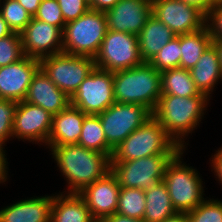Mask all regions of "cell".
<instances>
[{
  "mask_svg": "<svg viewBox=\"0 0 222 222\" xmlns=\"http://www.w3.org/2000/svg\"><path fill=\"white\" fill-rule=\"evenodd\" d=\"M181 59L180 35L170 40L149 62L159 72L179 68Z\"/></svg>",
  "mask_w": 222,
  "mask_h": 222,
  "instance_id": "30",
  "label": "cell"
},
{
  "mask_svg": "<svg viewBox=\"0 0 222 222\" xmlns=\"http://www.w3.org/2000/svg\"><path fill=\"white\" fill-rule=\"evenodd\" d=\"M186 214L189 222H222V201L205 199Z\"/></svg>",
  "mask_w": 222,
  "mask_h": 222,
  "instance_id": "31",
  "label": "cell"
},
{
  "mask_svg": "<svg viewBox=\"0 0 222 222\" xmlns=\"http://www.w3.org/2000/svg\"><path fill=\"white\" fill-rule=\"evenodd\" d=\"M0 4H2L0 5V12L9 29L14 33L20 34L32 17L17 0H3Z\"/></svg>",
  "mask_w": 222,
  "mask_h": 222,
  "instance_id": "29",
  "label": "cell"
},
{
  "mask_svg": "<svg viewBox=\"0 0 222 222\" xmlns=\"http://www.w3.org/2000/svg\"><path fill=\"white\" fill-rule=\"evenodd\" d=\"M40 69V60L24 56L0 67V99L24 101L33 76Z\"/></svg>",
  "mask_w": 222,
  "mask_h": 222,
  "instance_id": "15",
  "label": "cell"
},
{
  "mask_svg": "<svg viewBox=\"0 0 222 222\" xmlns=\"http://www.w3.org/2000/svg\"><path fill=\"white\" fill-rule=\"evenodd\" d=\"M113 103V73L97 67H94L70 98L71 105L91 115L102 113Z\"/></svg>",
  "mask_w": 222,
  "mask_h": 222,
  "instance_id": "11",
  "label": "cell"
},
{
  "mask_svg": "<svg viewBox=\"0 0 222 222\" xmlns=\"http://www.w3.org/2000/svg\"><path fill=\"white\" fill-rule=\"evenodd\" d=\"M17 106L18 102L16 101L0 99V144L2 146H5V142L12 137Z\"/></svg>",
  "mask_w": 222,
  "mask_h": 222,
  "instance_id": "33",
  "label": "cell"
},
{
  "mask_svg": "<svg viewBox=\"0 0 222 222\" xmlns=\"http://www.w3.org/2000/svg\"><path fill=\"white\" fill-rule=\"evenodd\" d=\"M104 13L108 30L138 36L152 15L151 0H120Z\"/></svg>",
  "mask_w": 222,
  "mask_h": 222,
  "instance_id": "17",
  "label": "cell"
},
{
  "mask_svg": "<svg viewBox=\"0 0 222 222\" xmlns=\"http://www.w3.org/2000/svg\"><path fill=\"white\" fill-rule=\"evenodd\" d=\"M200 10L206 17L218 0H180Z\"/></svg>",
  "mask_w": 222,
  "mask_h": 222,
  "instance_id": "37",
  "label": "cell"
},
{
  "mask_svg": "<svg viewBox=\"0 0 222 222\" xmlns=\"http://www.w3.org/2000/svg\"><path fill=\"white\" fill-rule=\"evenodd\" d=\"M120 188L116 176L109 171L78 194L84 199L92 217L96 221H103L116 213Z\"/></svg>",
  "mask_w": 222,
  "mask_h": 222,
  "instance_id": "16",
  "label": "cell"
},
{
  "mask_svg": "<svg viewBox=\"0 0 222 222\" xmlns=\"http://www.w3.org/2000/svg\"><path fill=\"white\" fill-rule=\"evenodd\" d=\"M99 118L108 146L114 150L134 130L152 117V112L143 105L113 103Z\"/></svg>",
  "mask_w": 222,
  "mask_h": 222,
  "instance_id": "10",
  "label": "cell"
},
{
  "mask_svg": "<svg viewBox=\"0 0 222 222\" xmlns=\"http://www.w3.org/2000/svg\"><path fill=\"white\" fill-rule=\"evenodd\" d=\"M162 222H189L186 213H176L174 216L166 218Z\"/></svg>",
  "mask_w": 222,
  "mask_h": 222,
  "instance_id": "44",
  "label": "cell"
},
{
  "mask_svg": "<svg viewBox=\"0 0 222 222\" xmlns=\"http://www.w3.org/2000/svg\"><path fill=\"white\" fill-rule=\"evenodd\" d=\"M177 154H157L130 161H111L119 186L143 191L163 181L168 164Z\"/></svg>",
  "mask_w": 222,
  "mask_h": 222,
  "instance_id": "7",
  "label": "cell"
},
{
  "mask_svg": "<svg viewBox=\"0 0 222 222\" xmlns=\"http://www.w3.org/2000/svg\"><path fill=\"white\" fill-rule=\"evenodd\" d=\"M209 100L203 93L190 97L161 95L152 116L185 151L184 138L199 126Z\"/></svg>",
  "mask_w": 222,
  "mask_h": 222,
  "instance_id": "2",
  "label": "cell"
},
{
  "mask_svg": "<svg viewBox=\"0 0 222 222\" xmlns=\"http://www.w3.org/2000/svg\"><path fill=\"white\" fill-rule=\"evenodd\" d=\"M213 156L214 157L211 160V167L213 168L212 170H214V173L216 175L215 178H217L222 184V147L219 148L216 151V154H214Z\"/></svg>",
  "mask_w": 222,
  "mask_h": 222,
  "instance_id": "38",
  "label": "cell"
},
{
  "mask_svg": "<svg viewBox=\"0 0 222 222\" xmlns=\"http://www.w3.org/2000/svg\"><path fill=\"white\" fill-rule=\"evenodd\" d=\"M181 150L168 164L163 181L165 182L170 199L178 213L194 210L205 199L203 197L202 179L193 167L182 163Z\"/></svg>",
  "mask_w": 222,
  "mask_h": 222,
  "instance_id": "6",
  "label": "cell"
},
{
  "mask_svg": "<svg viewBox=\"0 0 222 222\" xmlns=\"http://www.w3.org/2000/svg\"><path fill=\"white\" fill-rule=\"evenodd\" d=\"M94 58L60 52L40 60V68L69 98L94 69Z\"/></svg>",
  "mask_w": 222,
  "mask_h": 222,
  "instance_id": "8",
  "label": "cell"
},
{
  "mask_svg": "<svg viewBox=\"0 0 222 222\" xmlns=\"http://www.w3.org/2000/svg\"><path fill=\"white\" fill-rule=\"evenodd\" d=\"M94 62L95 67L112 73L141 65L137 35L107 30Z\"/></svg>",
  "mask_w": 222,
  "mask_h": 222,
  "instance_id": "9",
  "label": "cell"
},
{
  "mask_svg": "<svg viewBox=\"0 0 222 222\" xmlns=\"http://www.w3.org/2000/svg\"><path fill=\"white\" fill-rule=\"evenodd\" d=\"M161 93L162 95H175L179 97H190L200 94L192 79L190 70L180 67L161 72Z\"/></svg>",
  "mask_w": 222,
  "mask_h": 222,
  "instance_id": "26",
  "label": "cell"
},
{
  "mask_svg": "<svg viewBox=\"0 0 222 222\" xmlns=\"http://www.w3.org/2000/svg\"><path fill=\"white\" fill-rule=\"evenodd\" d=\"M20 36L24 55L30 58L41 60L63 50L62 30L34 17Z\"/></svg>",
  "mask_w": 222,
  "mask_h": 222,
  "instance_id": "13",
  "label": "cell"
},
{
  "mask_svg": "<svg viewBox=\"0 0 222 222\" xmlns=\"http://www.w3.org/2000/svg\"><path fill=\"white\" fill-rule=\"evenodd\" d=\"M34 18L47 22L53 26H57L62 31L66 24L58 0H41Z\"/></svg>",
  "mask_w": 222,
  "mask_h": 222,
  "instance_id": "34",
  "label": "cell"
},
{
  "mask_svg": "<svg viewBox=\"0 0 222 222\" xmlns=\"http://www.w3.org/2000/svg\"><path fill=\"white\" fill-rule=\"evenodd\" d=\"M107 30L105 13L89 9L76 20L65 24L62 52L95 58Z\"/></svg>",
  "mask_w": 222,
  "mask_h": 222,
  "instance_id": "5",
  "label": "cell"
},
{
  "mask_svg": "<svg viewBox=\"0 0 222 222\" xmlns=\"http://www.w3.org/2000/svg\"><path fill=\"white\" fill-rule=\"evenodd\" d=\"M24 56L20 34L12 32L0 38V67L17 62Z\"/></svg>",
  "mask_w": 222,
  "mask_h": 222,
  "instance_id": "32",
  "label": "cell"
},
{
  "mask_svg": "<svg viewBox=\"0 0 222 222\" xmlns=\"http://www.w3.org/2000/svg\"><path fill=\"white\" fill-rule=\"evenodd\" d=\"M103 222H145L144 220L122 216L118 213L107 216Z\"/></svg>",
  "mask_w": 222,
  "mask_h": 222,
  "instance_id": "42",
  "label": "cell"
},
{
  "mask_svg": "<svg viewBox=\"0 0 222 222\" xmlns=\"http://www.w3.org/2000/svg\"><path fill=\"white\" fill-rule=\"evenodd\" d=\"M88 2V4H90L93 0H86Z\"/></svg>",
  "mask_w": 222,
  "mask_h": 222,
  "instance_id": "46",
  "label": "cell"
},
{
  "mask_svg": "<svg viewBox=\"0 0 222 222\" xmlns=\"http://www.w3.org/2000/svg\"><path fill=\"white\" fill-rule=\"evenodd\" d=\"M212 43L217 50L219 62L221 63V67H222V39L221 38H212Z\"/></svg>",
  "mask_w": 222,
  "mask_h": 222,
  "instance_id": "45",
  "label": "cell"
},
{
  "mask_svg": "<svg viewBox=\"0 0 222 222\" xmlns=\"http://www.w3.org/2000/svg\"><path fill=\"white\" fill-rule=\"evenodd\" d=\"M120 0H93L89 7L92 10L106 12L115 6Z\"/></svg>",
  "mask_w": 222,
  "mask_h": 222,
  "instance_id": "39",
  "label": "cell"
},
{
  "mask_svg": "<svg viewBox=\"0 0 222 222\" xmlns=\"http://www.w3.org/2000/svg\"><path fill=\"white\" fill-rule=\"evenodd\" d=\"M12 31L9 29L6 21L2 17V14L0 12V38L6 37L10 35Z\"/></svg>",
  "mask_w": 222,
  "mask_h": 222,
  "instance_id": "43",
  "label": "cell"
},
{
  "mask_svg": "<svg viewBox=\"0 0 222 222\" xmlns=\"http://www.w3.org/2000/svg\"><path fill=\"white\" fill-rule=\"evenodd\" d=\"M145 207V192L142 189L120 188L116 213L143 220Z\"/></svg>",
  "mask_w": 222,
  "mask_h": 222,
  "instance_id": "28",
  "label": "cell"
},
{
  "mask_svg": "<svg viewBox=\"0 0 222 222\" xmlns=\"http://www.w3.org/2000/svg\"><path fill=\"white\" fill-rule=\"evenodd\" d=\"M86 115L71 104L58 114L53 115L52 127L46 146L78 144Z\"/></svg>",
  "mask_w": 222,
  "mask_h": 222,
  "instance_id": "19",
  "label": "cell"
},
{
  "mask_svg": "<svg viewBox=\"0 0 222 222\" xmlns=\"http://www.w3.org/2000/svg\"><path fill=\"white\" fill-rule=\"evenodd\" d=\"M5 150L4 147L0 144V183H4L7 181L8 174V161L5 158Z\"/></svg>",
  "mask_w": 222,
  "mask_h": 222,
  "instance_id": "40",
  "label": "cell"
},
{
  "mask_svg": "<svg viewBox=\"0 0 222 222\" xmlns=\"http://www.w3.org/2000/svg\"><path fill=\"white\" fill-rule=\"evenodd\" d=\"M175 36L163 22L151 15L138 37L140 57L143 62H150L153 57Z\"/></svg>",
  "mask_w": 222,
  "mask_h": 222,
  "instance_id": "22",
  "label": "cell"
},
{
  "mask_svg": "<svg viewBox=\"0 0 222 222\" xmlns=\"http://www.w3.org/2000/svg\"><path fill=\"white\" fill-rule=\"evenodd\" d=\"M115 103L143 105L154 111L161 93V72L148 62L113 73Z\"/></svg>",
  "mask_w": 222,
  "mask_h": 222,
  "instance_id": "3",
  "label": "cell"
},
{
  "mask_svg": "<svg viewBox=\"0 0 222 222\" xmlns=\"http://www.w3.org/2000/svg\"><path fill=\"white\" fill-rule=\"evenodd\" d=\"M49 147L68 183L67 193H79L111 171V158L107 154L78 144Z\"/></svg>",
  "mask_w": 222,
  "mask_h": 222,
  "instance_id": "1",
  "label": "cell"
},
{
  "mask_svg": "<svg viewBox=\"0 0 222 222\" xmlns=\"http://www.w3.org/2000/svg\"><path fill=\"white\" fill-rule=\"evenodd\" d=\"M24 101L56 115L70 104L69 96L60 90L40 68L33 76Z\"/></svg>",
  "mask_w": 222,
  "mask_h": 222,
  "instance_id": "18",
  "label": "cell"
},
{
  "mask_svg": "<svg viewBox=\"0 0 222 222\" xmlns=\"http://www.w3.org/2000/svg\"><path fill=\"white\" fill-rule=\"evenodd\" d=\"M190 73L199 92L210 98L217 82L222 81V67L213 43L206 48Z\"/></svg>",
  "mask_w": 222,
  "mask_h": 222,
  "instance_id": "21",
  "label": "cell"
},
{
  "mask_svg": "<svg viewBox=\"0 0 222 222\" xmlns=\"http://www.w3.org/2000/svg\"><path fill=\"white\" fill-rule=\"evenodd\" d=\"M50 222H96V220L78 193L63 192L53 195Z\"/></svg>",
  "mask_w": 222,
  "mask_h": 222,
  "instance_id": "23",
  "label": "cell"
},
{
  "mask_svg": "<svg viewBox=\"0 0 222 222\" xmlns=\"http://www.w3.org/2000/svg\"><path fill=\"white\" fill-rule=\"evenodd\" d=\"M183 150L152 116L114 150L111 161H130L157 154H178Z\"/></svg>",
  "mask_w": 222,
  "mask_h": 222,
  "instance_id": "4",
  "label": "cell"
},
{
  "mask_svg": "<svg viewBox=\"0 0 222 222\" xmlns=\"http://www.w3.org/2000/svg\"><path fill=\"white\" fill-rule=\"evenodd\" d=\"M52 196L32 197L0 210V222H50Z\"/></svg>",
  "mask_w": 222,
  "mask_h": 222,
  "instance_id": "20",
  "label": "cell"
},
{
  "mask_svg": "<svg viewBox=\"0 0 222 222\" xmlns=\"http://www.w3.org/2000/svg\"><path fill=\"white\" fill-rule=\"evenodd\" d=\"M206 25L212 38L222 39V4L219 1L211 8L206 18Z\"/></svg>",
  "mask_w": 222,
  "mask_h": 222,
  "instance_id": "36",
  "label": "cell"
},
{
  "mask_svg": "<svg viewBox=\"0 0 222 222\" xmlns=\"http://www.w3.org/2000/svg\"><path fill=\"white\" fill-rule=\"evenodd\" d=\"M19 4L28 12L31 17H34L41 0H17Z\"/></svg>",
  "mask_w": 222,
  "mask_h": 222,
  "instance_id": "41",
  "label": "cell"
},
{
  "mask_svg": "<svg viewBox=\"0 0 222 222\" xmlns=\"http://www.w3.org/2000/svg\"><path fill=\"white\" fill-rule=\"evenodd\" d=\"M78 145L107 154L111 158L113 150L107 144L99 115L85 116Z\"/></svg>",
  "mask_w": 222,
  "mask_h": 222,
  "instance_id": "27",
  "label": "cell"
},
{
  "mask_svg": "<svg viewBox=\"0 0 222 222\" xmlns=\"http://www.w3.org/2000/svg\"><path fill=\"white\" fill-rule=\"evenodd\" d=\"M144 192L146 207L143 220L145 222H162L178 213L172 204L164 181L158 182Z\"/></svg>",
  "mask_w": 222,
  "mask_h": 222,
  "instance_id": "24",
  "label": "cell"
},
{
  "mask_svg": "<svg viewBox=\"0 0 222 222\" xmlns=\"http://www.w3.org/2000/svg\"><path fill=\"white\" fill-rule=\"evenodd\" d=\"M152 15L176 35L197 32L206 26V16L180 0H151Z\"/></svg>",
  "mask_w": 222,
  "mask_h": 222,
  "instance_id": "12",
  "label": "cell"
},
{
  "mask_svg": "<svg viewBox=\"0 0 222 222\" xmlns=\"http://www.w3.org/2000/svg\"><path fill=\"white\" fill-rule=\"evenodd\" d=\"M58 4L65 23L76 20L90 9L86 0H58Z\"/></svg>",
  "mask_w": 222,
  "mask_h": 222,
  "instance_id": "35",
  "label": "cell"
},
{
  "mask_svg": "<svg viewBox=\"0 0 222 222\" xmlns=\"http://www.w3.org/2000/svg\"><path fill=\"white\" fill-rule=\"evenodd\" d=\"M52 118L42 107L26 101L18 102L13 121L12 137L47 145Z\"/></svg>",
  "mask_w": 222,
  "mask_h": 222,
  "instance_id": "14",
  "label": "cell"
},
{
  "mask_svg": "<svg viewBox=\"0 0 222 222\" xmlns=\"http://www.w3.org/2000/svg\"><path fill=\"white\" fill-rule=\"evenodd\" d=\"M211 44L212 36L207 25L197 32L180 35V68L192 69Z\"/></svg>",
  "mask_w": 222,
  "mask_h": 222,
  "instance_id": "25",
  "label": "cell"
}]
</instances>
